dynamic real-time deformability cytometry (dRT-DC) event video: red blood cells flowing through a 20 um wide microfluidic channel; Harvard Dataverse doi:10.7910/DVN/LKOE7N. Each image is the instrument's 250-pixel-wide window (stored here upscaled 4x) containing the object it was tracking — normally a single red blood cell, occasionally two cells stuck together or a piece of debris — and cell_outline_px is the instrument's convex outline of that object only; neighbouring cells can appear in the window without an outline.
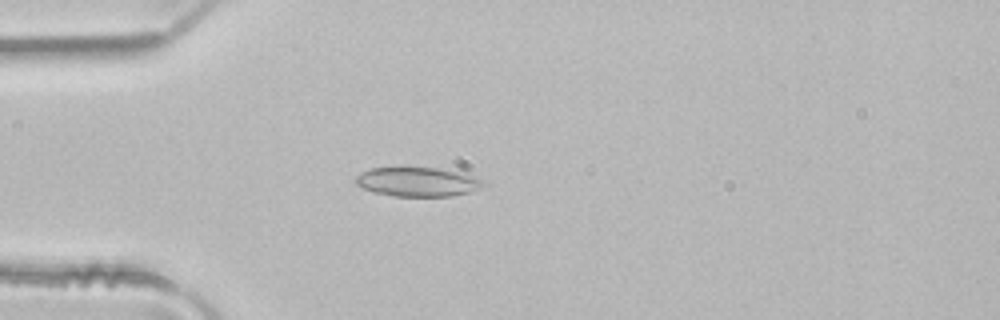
{"species": "common noctule bat (a hibernating species)", "species_latin": "Nyctalus noctula", "temperature_condition": "room temperature", "stored_images_in_passage": 2, "camera_frame_rate_fps": 3000, "um_per_image_px": 0.085, "animal": {"sex": "male", "body_mass_g": 21.5, "forearm_length_mm": 52.0}, "frame": {"image": 1, "passage_image": 2, "time_ms": 0.333, "image_size_px": [1000, 320], "cell_outline_px": [[484, 184], [472, 192], [452, 196], [392, 196], [376, 192], [364, 188], [356, 184], [356, 176], [360, 172], [372, 168], [436, 168], [476, 176], [484, 180]], "centroid_in_image_um": [35.51, 15.46], "position_along_channel_um": 49.5, "area_um2": 21.5}}